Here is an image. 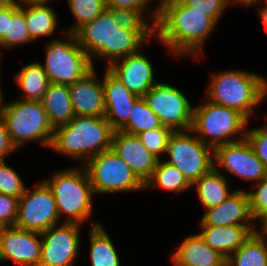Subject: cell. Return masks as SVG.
Listing matches in <instances>:
<instances>
[{
    "mask_svg": "<svg viewBox=\"0 0 267 266\" xmlns=\"http://www.w3.org/2000/svg\"><path fill=\"white\" fill-rule=\"evenodd\" d=\"M74 34L79 46L91 58L93 67V55L107 59L109 67L113 62L139 52L150 37H155L154 26L148 20L108 8Z\"/></svg>",
    "mask_w": 267,
    "mask_h": 266,
    "instance_id": "1",
    "label": "cell"
},
{
    "mask_svg": "<svg viewBox=\"0 0 267 266\" xmlns=\"http://www.w3.org/2000/svg\"><path fill=\"white\" fill-rule=\"evenodd\" d=\"M154 25V36L174 55H203V46L216 23L202 12L184 5L180 0H160Z\"/></svg>",
    "mask_w": 267,
    "mask_h": 266,
    "instance_id": "2",
    "label": "cell"
},
{
    "mask_svg": "<svg viewBox=\"0 0 267 266\" xmlns=\"http://www.w3.org/2000/svg\"><path fill=\"white\" fill-rule=\"evenodd\" d=\"M115 130L105 117L78 116L54 128L50 149L84 164L112 146Z\"/></svg>",
    "mask_w": 267,
    "mask_h": 266,
    "instance_id": "3",
    "label": "cell"
},
{
    "mask_svg": "<svg viewBox=\"0 0 267 266\" xmlns=\"http://www.w3.org/2000/svg\"><path fill=\"white\" fill-rule=\"evenodd\" d=\"M267 96V80L254 72L226 70L211 75L205 99L237 110L248 120Z\"/></svg>",
    "mask_w": 267,
    "mask_h": 266,
    "instance_id": "4",
    "label": "cell"
},
{
    "mask_svg": "<svg viewBox=\"0 0 267 266\" xmlns=\"http://www.w3.org/2000/svg\"><path fill=\"white\" fill-rule=\"evenodd\" d=\"M43 181L53 193L59 219L63 214L67 215L64 223L82 225L92 216V195L95 193L85 167L59 170L51 179Z\"/></svg>",
    "mask_w": 267,
    "mask_h": 266,
    "instance_id": "5",
    "label": "cell"
},
{
    "mask_svg": "<svg viewBox=\"0 0 267 266\" xmlns=\"http://www.w3.org/2000/svg\"><path fill=\"white\" fill-rule=\"evenodd\" d=\"M248 122L249 120L237 110L206 99L200 105L194 106L191 133L215 150L219 146L244 139ZM238 134L240 138L235 140L234 135L238 137ZM205 137L208 139L205 140Z\"/></svg>",
    "mask_w": 267,
    "mask_h": 266,
    "instance_id": "6",
    "label": "cell"
},
{
    "mask_svg": "<svg viewBox=\"0 0 267 266\" xmlns=\"http://www.w3.org/2000/svg\"><path fill=\"white\" fill-rule=\"evenodd\" d=\"M1 99L0 111L4 117L7 131L16 149L27 142L38 141L44 147L50 148L54 128L50 124L42 102L18 99L3 104Z\"/></svg>",
    "mask_w": 267,
    "mask_h": 266,
    "instance_id": "7",
    "label": "cell"
},
{
    "mask_svg": "<svg viewBox=\"0 0 267 266\" xmlns=\"http://www.w3.org/2000/svg\"><path fill=\"white\" fill-rule=\"evenodd\" d=\"M67 41L51 38L45 44V63L42 65L50 83L70 85L83 78L94 67L91 58L79 46L74 33L62 31Z\"/></svg>",
    "mask_w": 267,
    "mask_h": 266,
    "instance_id": "8",
    "label": "cell"
},
{
    "mask_svg": "<svg viewBox=\"0 0 267 266\" xmlns=\"http://www.w3.org/2000/svg\"><path fill=\"white\" fill-rule=\"evenodd\" d=\"M189 132L173 131L166 151L170 159L165 162L175 166L192 185L214 167V150Z\"/></svg>",
    "mask_w": 267,
    "mask_h": 266,
    "instance_id": "9",
    "label": "cell"
},
{
    "mask_svg": "<svg viewBox=\"0 0 267 266\" xmlns=\"http://www.w3.org/2000/svg\"><path fill=\"white\" fill-rule=\"evenodd\" d=\"M95 194L144 190V184L131 168L111 149L89 159L85 164Z\"/></svg>",
    "mask_w": 267,
    "mask_h": 266,
    "instance_id": "10",
    "label": "cell"
},
{
    "mask_svg": "<svg viewBox=\"0 0 267 266\" xmlns=\"http://www.w3.org/2000/svg\"><path fill=\"white\" fill-rule=\"evenodd\" d=\"M143 98L164 127L172 131L191 130L194 106L179 89L158 82Z\"/></svg>",
    "mask_w": 267,
    "mask_h": 266,
    "instance_id": "11",
    "label": "cell"
},
{
    "mask_svg": "<svg viewBox=\"0 0 267 266\" xmlns=\"http://www.w3.org/2000/svg\"><path fill=\"white\" fill-rule=\"evenodd\" d=\"M58 221L54 196L47 184L41 181L31 192L26 188L19 198L15 227L42 233L58 225Z\"/></svg>",
    "mask_w": 267,
    "mask_h": 266,
    "instance_id": "12",
    "label": "cell"
},
{
    "mask_svg": "<svg viewBox=\"0 0 267 266\" xmlns=\"http://www.w3.org/2000/svg\"><path fill=\"white\" fill-rule=\"evenodd\" d=\"M81 225L64 223L41 233L39 266H72L79 254Z\"/></svg>",
    "mask_w": 267,
    "mask_h": 266,
    "instance_id": "13",
    "label": "cell"
},
{
    "mask_svg": "<svg viewBox=\"0 0 267 266\" xmlns=\"http://www.w3.org/2000/svg\"><path fill=\"white\" fill-rule=\"evenodd\" d=\"M214 167L223 168L242 180L255 184L267 174L265 165L257 157L246 137L217 147L214 150Z\"/></svg>",
    "mask_w": 267,
    "mask_h": 266,
    "instance_id": "14",
    "label": "cell"
},
{
    "mask_svg": "<svg viewBox=\"0 0 267 266\" xmlns=\"http://www.w3.org/2000/svg\"><path fill=\"white\" fill-rule=\"evenodd\" d=\"M41 233L13 227L0 231V262L13 261L18 266H39Z\"/></svg>",
    "mask_w": 267,
    "mask_h": 266,
    "instance_id": "15",
    "label": "cell"
},
{
    "mask_svg": "<svg viewBox=\"0 0 267 266\" xmlns=\"http://www.w3.org/2000/svg\"><path fill=\"white\" fill-rule=\"evenodd\" d=\"M107 68L126 89L139 97H143L158 83L154 81V68L151 62L141 51L113 62Z\"/></svg>",
    "mask_w": 267,
    "mask_h": 266,
    "instance_id": "16",
    "label": "cell"
},
{
    "mask_svg": "<svg viewBox=\"0 0 267 266\" xmlns=\"http://www.w3.org/2000/svg\"><path fill=\"white\" fill-rule=\"evenodd\" d=\"M111 150L131 168L143 184L150 179L158 159L144 147L137 135L115 131Z\"/></svg>",
    "mask_w": 267,
    "mask_h": 266,
    "instance_id": "17",
    "label": "cell"
},
{
    "mask_svg": "<svg viewBox=\"0 0 267 266\" xmlns=\"http://www.w3.org/2000/svg\"><path fill=\"white\" fill-rule=\"evenodd\" d=\"M103 77L105 118L112 128L120 130L127 122L134 102L139 98L130 92L107 68Z\"/></svg>",
    "mask_w": 267,
    "mask_h": 266,
    "instance_id": "18",
    "label": "cell"
},
{
    "mask_svg": "<svg viewBox=\"0 0 267 266\" xmlns=\"http://www.w3.org/2000/svg\"><path fill=\"white\" fill-rule=\"evenodd\" d=\"M205 210L206 212L200 218L199 225L254 226L251 224L253 218L250 213L249 195L247 191L244 192L236 189L220 205Z\"/></svg>",
    "mask_w": 267,
    "mask_h": 266,
    "instance_id": "19",
    "label": "cell"
},
{
    "mask_svg": "<svg viewBox=\"0 0 267 266\" xmlns=\"http://www.w3.org/2000/svg\"><path fill=\"white\" fill-rule=\"evenodd\" d=\"M95 67L83 78L69 85L71 103L78 116H105L102 81L97 80Z\"/></svg>",
    "mask_w": 267,
    "mask_h": 266,
    "instance_id": "20",
    "label": "cell"
},
{
    "mask_svg": "<svg viewBox=\"0 0 267 266\" xmlns=\"http://www.w3.org/2000/svg\"><path fill=\"white\" fill-rule=\"evenodd\" d=\"M202 239L215 251L228 259L244 242L257 232L255 226H210L199 225Z\"/></svg>",
    "mask_w": 267,
    "mask_h": 266,
    "instance_id": "21",
    "label": "cell"
},
{
    "mask_svg": "<svg viewBox=\"0 0 267 266\" xmlns=\"http://www.w3.org/2000/svg\"><path fill=\"white\" fill-rule=\"evenodd\" d=\"M171 259L173 266H228L227 259L212 249L199 234L185 237Z\"/></svg>",
    "mask_w": 267,
    "mask_h": 266,
    "instance_id": "22",
    "label": "cell"
},
{
    "mask_svg": "<svg viewBox=\"0 0 267 266\" xmlns=\"http://www.w3.org/2000/svg\"><path fill=\"white\" fill-rule=\"evenodd\" d=\"M42 105L53 128L69 123L76 116L68 85L50 83Z\"/></svg>",
    "mask_w": 267,
    "mask_h": 266,
    "instance_id": "23",
    "label": "cell"
},
{
    "mask_svg": "<svg viewBox=\"0 0 267 266\" xmlns=\"http://www.w3.org/2000/svg\"><path fill=\"white\" fill-rule=\"evenodd\" d=\"M228 183V178L213 167L191 186H196L200 203L207 209L220 205L233 193L229 191Z\"/></svg>",
    "mask_w": 267,
    "mask_h": 266,
    "instance_id": "24",
    "label": "cell"
},
{
    "mask_svg": "<svg viewBox=\"0 0 267 266\" xmlns=\"http://www.w3.org/2000/svg\"><path fill=\"white\" fill-rule=\"evenodd\" d=\"M15 81L24 91L22 100L42 102L50 84L46 72L40 62H32L15 74Z\"/></svg>",
    "mask_w": 267,
    "mask_h": 266,
    "instance_id": "25",
    "label": "cell"
},
{
    "mask_svg": "<svg viewBox=\"0 0 267 266\" xmlns=\"http://www.w3.org/2000/svg\"><path fill=\"white\" fill-rule=\"evenodd\" d=\"M91 266H120L119 255L109 235L99 222L90 227Z\"/></svg>",
    "mask_w": 267,
    "mask_h": 266,
    "instance_id": "26",
    "label": "cell"
},
{
    "mask_svg": "<svg viewBox=\"0 0 267 266\" xmlns=\"http://www.w3.org/2000/svg\"><path fill=\"white\" fill-rule=\"evenodd\" d=\"M266 236L254 232L228 259V266H267Z\"/></svg>",
    "mask_w": 267,
    "mask_h": 266,
    "instance_id": "27",
    "label": "cell"
},
{
    "mask_svg": "<svg viewBox=\"0 0 267 266\" xmlns=\"http://www.w3.org/2000/svg\"><path fill=\"white\" fill-rule=\"evenodd\" d=\"M25 20L33 41L41 36H51L57 28V15L47 3L25 5Z\"/></svg>",
    "mask_w": 267,
    "mask_h": 266,
    "instance_id": "28",
    "label": "cell"
},
{
    "mask_svg": "<svg viewBox=\"0 0 267 266\" xmlns=\"http://www.w3.org/2000/svg\"><path fill=\"white\" fill-rule=\"evenodd\" d=\"M156 187L180 194L192 186L175 166L158 160L152 176L144 184L145 190Z\"/></svg>",
    "mask_w": 267,
    "mask_h": 266,
    "instance_id": "29",
    "label": "cell"
},
{
    "mask_svg": "<svg viewBox=\"0 0 267 266\" xmlns=\"http://www.w3.org/2000/svg\"><path fill=\"white\" fill-rule=\"evenodd\" d=\"M155 128H167L158 116L147 106L143 97H139L133 104L128 122L120 131L138 135L141 132Z\"/></svg>",
    "mask_w": 267,
    "mask_h": 266,
    "instance_id": "30",
    "label": "cell"
},
{
    "mask_svg": "<svg viewBox=\"0 0 267 266\" xmlns=\"http://www.w3.org/2000/svg\"><path fill=\"white\" fill-rule=\"evenodd\" d=\"M69 9L76 19V23L66 30L75 33L84 24L98 17L106 8L105 0H68Z\"/></svg>",
    "mask_w": 267,
    "mask_h": 266,
    "instance_id": "31",
    "label": "cell"
},
{
    "mask_svg": "<svg viewBox=\"0 0 267 266\" xmlns=\"http://www.w3.org/2000/svg\"><path fill=\"white\" fill-rule=\"evenodd\" d=\"M34 42L28 33L25 20V7L20 6L8 19L7 33L0 42L1 48H13L20 44Z\"/></svg>",
    "mask_w": 267,
    "mask_h": 266,
    "instance_id": "32",
    "label": "cell"
},
{
    "mask_svg": "<svg viewBox=\"0 0 267 266\" xmlns=\"http://www.w3.org/2000/svg\"><path fill=\"white\" fill-rule=\"evenodd\" d=\"M149 1L150 0H105V4L106 8L133 18H140L143 20H149L148 18H150L151 20L149 21H151V24L154 26L157 21L160 5H157V9H153L152 12H150V16L149 14L144 15L149 12L147 10L149 8L148 5L150 4ZM146 16L147 18H145Z\"/></svg>",
    "mask_w": 267,
    "mask_h": 266,
    "instance_id": "33",
    "label": "cell"
},
{
    "mask_svg": "<svg viewBox=\"0 0 267 266\" xmlns=\"http://www.w3.org/2000/svg\"><path fill=\"white\" fill-rule=\"evenodd\" d=\"M173 131L170 128H155L141 132L137 136L144 147L158 160L167 151L168 141Z\"/></svg>",
    "mask_w": 267,
    "mask_h": 266,
    "instance_id": "34",
    "label": "cell"
},
{
    "mask_svg": "<svg viewBox=\"0 0 267 266\" xmlns=\"http://www.w3.org/2000/svg\"><path fill=\"white\" fill-rule=\"evenodd\" d=\"M5 162V160L0 161V193L20 198L26 186L20 175Z\"/></svg>",
    "mask_w": 267,
    "mask_h": 266,
    "instance_id": "35",
    "label": "cell"
},
{
    "mask_svg": "<svg viewBox=\"0 0 267 266\" xmlns=\"http://www.w3.org/2000/svg\"><path fill=\"white\" fill-rule=\"evenodd\" d=\"M252 187L256 190L247 191L249 195L250 213L255 221L260 219L261 222L267 217V174L259 182Z\"/></svg>",
    "mask_w": 267,
    "mask_h": 266,
    "instance_id": "36",
    "label": "cell"
},
{
    "mask_svg": "<svg viewBox=\"0 0 267 266\" xmlns=\"http://www.w3.org/2000/svg\"><path fill=\"white\" fill-rule=\"evenodd\" d=\"M184 5L195 11L202 12L210 17L216 24L221 19L223 12L231 0H180ZM230 2V3H229Z\"/></svg>",
    "mask_w": 267,
    "mask_h": 266,
    "instance_id": "37",
    "label": "cell"
},
{
    "mask_svg": "<svg viewBox=\"0 0 267 266\" xmlns=\"http://www.w3.org/2000/svg\"><path fill=\"white\" fill-rule=\"evenodd\" d=\"M250 129L247 130L245 137L251 144L257 157L267 169V124L266 126Z\"/></svg>",
    "mask_w": 267,
    "mask_h": 266,
    "instance_id": "38",
    "label": "cell"
},
{
    "mask_svg": "<svg viewBox=\"0 0 267 266\" xmlns=\"http://www.w3.org/2000/svg\"><path fill=\"white\" fill-rule=\"evenodd\" d=\"M19 198L0 193V226L13 227L16 224Z\"/></svg>",
    "mask_w": 267,
    "mask_h": 266,
    "instance_id": "39",
    "label": "cell"
},
{
    "mask_svg": "<svg viewBox=\"0 0 267 266\" xmlns=\"http://www.w3.org/2000/svg\"><path fill=\"white\" fill-rule=\"evenodd\" d=\"M16 147L12 144L4 117L0 111V161L5 160V157L16 152Z\"/></svg>",
    "mask_w": 267,
    "mask_h": 266,
    "instance_id": "40",
    "label": "cell"
},
{
    "mask_svg": "<svg viewBox=\"0 0 267 266\" xmlns=\"http://www.w3.org/2000/svg\"><path fill=\"white\" fill-rule=\"evenodd\" d=\"M19 5L9 2L0 4V42L7 33L8 19H11L13 13L19 8Z\"/></svg>",
    "mask_w": 267,
    "mask_h": 266,
    "instance_id": "41",
    "label": "cell"
},
{
    "mask_svg": "<svg viewBox=\"0 0 267 266\" xmlns=\"http://www.w3.org/2000/svg\"><path fill=\"white\" fill-rule=\"evenodd\" d=\"M266 2V4L259 8V16L261 18V21L264 25V28L267 31V0H264ZM263 0H254L253 2H251L248 6H252V4H262Z\"/></svg>",
    "mask_w": 267,
    "mask_h": 266,
    "instance_id": "42",
    "label": "cell"
},
{
    "mask_svg": "<svg viewBox=\"0 0 267 266\" xmlns=\"http://www.w3.org/2000/svg\"><path fill=\"white\" fill-rule=\"evenodd\" d=\"M50 1L52 0H10V2L15 3L16 5L19 6H25L30 4H44V3L48 4Z\"/></svg>",
    "mask_w": 267,
    "mask_h": 266,
    "instance_id": "43",
    "label": "cell"
},
{
    "mask_svg": "<svg viewBox=\"0 0 267 266\" xmlns=\"http://www.w3.org/2000/svg\"><path fill=\"white\" fill-rule=\"evenodd\" d=\"M261 230L258 229V231L263 234L264 236H266L267 238V217H265L262 221H261Z\"/></svg>",
    "mask_w": 267,
    "mask_h": 266,
    "instance_id": "44",
    "label": "cell"
},
{
    "mask_svg": "<svg viewBox=\"0 0 267 266\" xmlns=\"http://www.w3.org/2000/svg\"><path fill=\"white\" fill-rule=\"evenodd\" d=\"M253 1L254 0H231V3L232 4H241V5H244L245 7H247Z\"/></svg>",
    "mask_w": 267,
    "mask_h": 266,
    "instance_id": "45",
    "label": "cell"
},
{
    "mask_svg": "<svg viewBox=\"0 0 267 266\" xmlns=\"http://www.w3.org/2000/svg\"><path fill=\"white\" fill-rule=\"evenodd\" d=\"M3 92H2V89H1V82H0V104H1V99H2V97H3V94H2Z\"/></svg>",
    "mask_w": 267,
    "mask_h": 266,
    "instance_id": "46",
    "label": "cell"
},
{
    "mask_svg": "<svg viewBox=\"0 0 267 266\" xmlns=\"http://www.w3.org/2000/svg\"><path fill=\"white\" fill-rule=\"evenodd\" d=\"M10 0H0V4H5V3H9Z\"/></svg>",
    "mask_w": 267,
    "mask_h": 266,
    "instance_id": "47",
    "label": "cell"
}]
</instances>
